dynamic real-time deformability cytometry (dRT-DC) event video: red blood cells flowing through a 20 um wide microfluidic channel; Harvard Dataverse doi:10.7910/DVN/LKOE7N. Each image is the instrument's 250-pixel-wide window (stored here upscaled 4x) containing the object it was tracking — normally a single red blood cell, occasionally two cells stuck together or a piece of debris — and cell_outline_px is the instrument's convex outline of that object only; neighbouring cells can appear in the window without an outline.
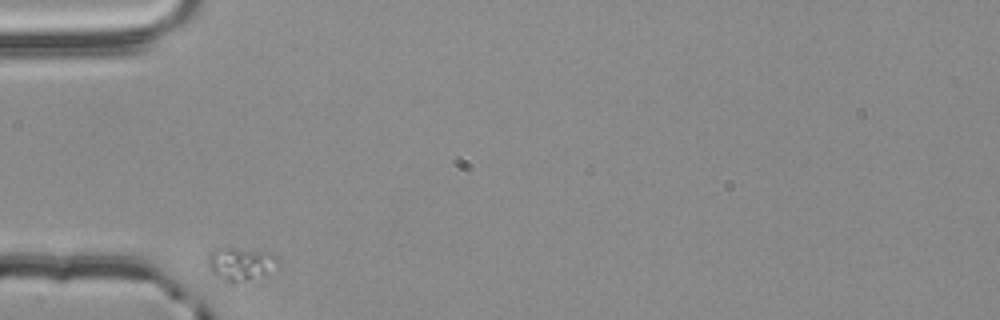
{"species": "common noctule bat (a hibernating species)", "species_latin": "Nyctalus noctula", "temperature_condition": "room temperature", "stored_images_in_passage": 33, "camera_frame_rate_fps": 3000, "um_per_image_px": 0.085, "animal": {"sex": "male", "body_mass_g": 20.4}, "frame": {"image": 1, "passage_image": 1, "time_ms": 0.0, "image_size_px": [1000, 320], "cell_outline_px": [[280, 264], [264, 272], [244, 280], [232, 284], [228, 284], [216, 276], [212, 272], [208, 264], [208, 256], [212, 252], [228, 248], [232, 248], [272, 252], [280, 260]], "centroid_in_image_um": [20.45, 22.43], "position_along_channel_um": 64.6, "area_um2": 13.01}}